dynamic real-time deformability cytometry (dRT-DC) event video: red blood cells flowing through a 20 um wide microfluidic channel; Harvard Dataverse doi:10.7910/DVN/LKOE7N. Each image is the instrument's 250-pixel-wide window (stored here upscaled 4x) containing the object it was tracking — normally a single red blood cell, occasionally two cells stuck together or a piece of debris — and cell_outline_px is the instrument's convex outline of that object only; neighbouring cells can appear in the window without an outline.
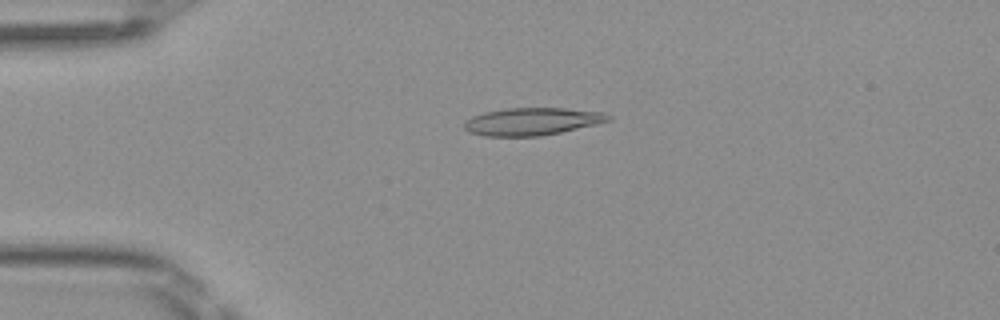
{"species": "Egyptian fruit bat (a non-hibernating species)", "species_latin": "Rousettus aegyptiacus", "temperature_condition": "room temperature", "stored_images_in_passage": 50, "camera_frame_rate_fps": 3000, "um_per_image_px": 0.085, "frame": {"image": 1, "passage_image": 12, "time_ms": 3.667, "image_size_px": [1000, 320], "cell_outline_px": [[612, 120], [596, 124], [560, 132], [540, 136], [484, 136], [468, 132], [464, 128], [464, 120], [472, 116], [484, 112], [504, 108], [564, 108], [604, 112], [612, 116]], "centroid_in_image_um": [45.21, 10.32], "position_along_channel_um": 39.8, "area_um2": 23.24}}
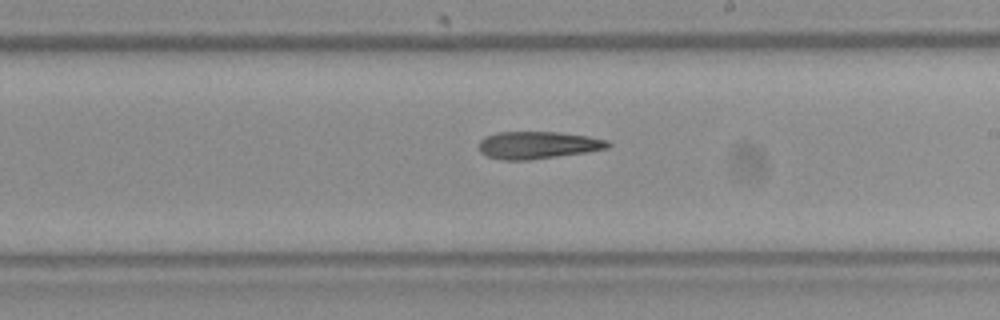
{"frame": {"image": 2, "passage_image": 29, "time_ms": 9.333, "image_size_px": [1000, 320], "cell_outline_px": [[612, 144], [608, 148], [584, 152], [528, 160], [500, 160], [488, 156], [480, 152], [480, 140], [484, 136], [496, 132], [556, 132], [588, 136], [608, 140]], "centroid_in_image_um": [45.69, 12.32], "position_along_channel_um": 243.3, "area_um2": 20.46}}
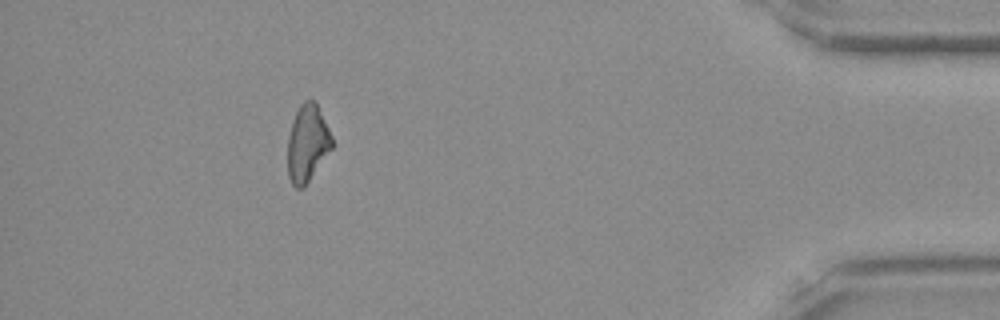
{"frame": {"image": 3, "passage_image": 45, "time_ms": 14.667, "image_size_px": [1000, 320], "cell_outline_px": [[332, 148], [304, 188], [296, 188], [292, 184], [288, 176], [288, 136], [292, 120], [300, 104], [304, 100], [316, 100], [332, 136]], "centroid_in_image_um": [26.12, 12.17], "position_along_channel_um": 409.1, "area_um2": 20.0}, "authors_computed_cell_mechanics": {"area_um2": 21.1548, "velocity_mm_per_s": 4.1071, "shape_relaxation_time_tau1_ms": 9.0316, "shape_relaxation_time_tau2_ms": null, "deformation_change_tau1": 0.2024, "deformation_change_tau2": null}}